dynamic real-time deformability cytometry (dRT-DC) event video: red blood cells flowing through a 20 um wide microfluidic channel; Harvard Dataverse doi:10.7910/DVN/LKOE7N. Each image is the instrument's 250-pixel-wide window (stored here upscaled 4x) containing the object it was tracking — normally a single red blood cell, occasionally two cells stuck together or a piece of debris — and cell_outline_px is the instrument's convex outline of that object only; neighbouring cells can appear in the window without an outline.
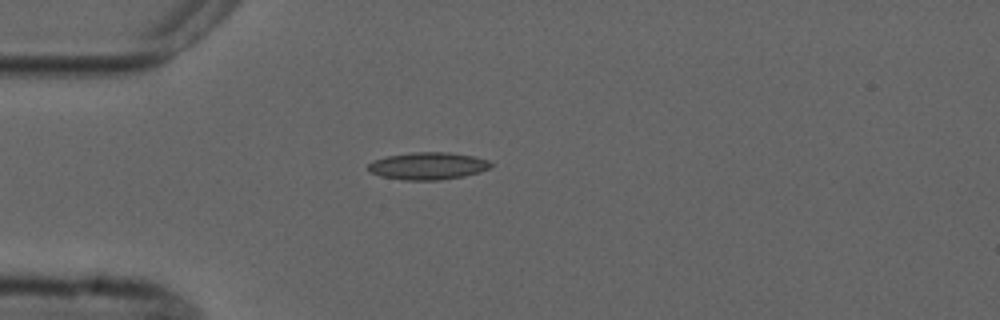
{"species": "common noctule bat (a hibernating species)", "species_latin": "Nyctalus noctula", "temperature_condition": "cold", "stored_images_in_passage": 2, "camera_frame_rate_fps": 3000, "um_per_image_px": 0.085, "animal": {"sex": "male", "forearm_length_mm": 52.5}, "frame": {"image": 1, "passage_image": 1, "time_ms": 0.0, "image_size_px": [1000, 320], "cell_outline_px": [[492, 164], [488, 168], [480, 172], [464, 176], [440, 180], [404, 180], [380, 176], [368, 172], [368, 164], [372, 160], [384, 156], [412, 152], [448, 152], [472, 156], [488, 160]], "centroid_in_image_um": [36.31, 14.1], "position_along_channel_um": 48.7, "area_um2": 19.65}}